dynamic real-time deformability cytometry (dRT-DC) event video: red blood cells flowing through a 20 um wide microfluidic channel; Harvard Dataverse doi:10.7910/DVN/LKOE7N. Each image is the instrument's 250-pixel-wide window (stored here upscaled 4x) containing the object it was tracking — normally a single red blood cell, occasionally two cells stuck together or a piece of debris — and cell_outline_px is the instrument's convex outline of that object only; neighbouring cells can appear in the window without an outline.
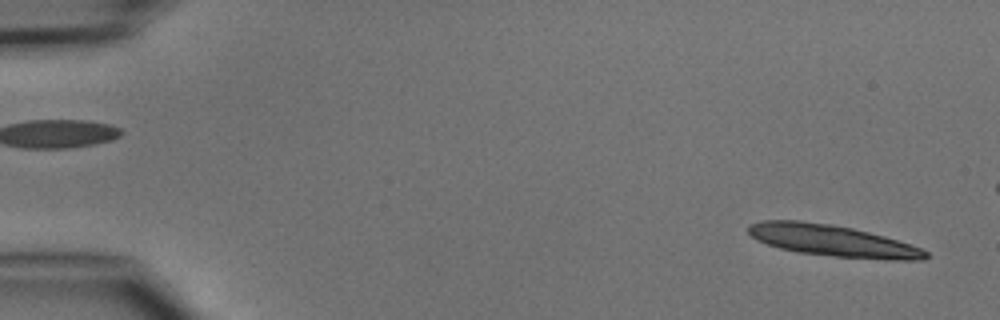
{"species": "common noctule bat (a hibernating species)", "species_latin": "Nyctalus noctula", "temperature_condition": "cold", "stored_images_in_passage": 13, "camera_frame_rate_fps": 3000, "um_per_image_px": 0.085, "animal": {"sex": "male", "body_mass_g": 15.6}, "frame": {"image": 1, "passage_image": 1, "time_ms": 0.0, "image_size_px": [1000, 320], "cell_outline_px": [[928, 256], [924, 260], [888, 260], [832, 256], [796, 252], [780, 248], [756, 240], [748, 232], [748, 224], [760, 220], [800, 220], [832, 224], [852, 228], [884, 236], [920, 248], [928, 252]], "centroid_in_image_um": [70.72, 20.45], "position_along_channel_um": 14.3, "area_um2": 32.54}}